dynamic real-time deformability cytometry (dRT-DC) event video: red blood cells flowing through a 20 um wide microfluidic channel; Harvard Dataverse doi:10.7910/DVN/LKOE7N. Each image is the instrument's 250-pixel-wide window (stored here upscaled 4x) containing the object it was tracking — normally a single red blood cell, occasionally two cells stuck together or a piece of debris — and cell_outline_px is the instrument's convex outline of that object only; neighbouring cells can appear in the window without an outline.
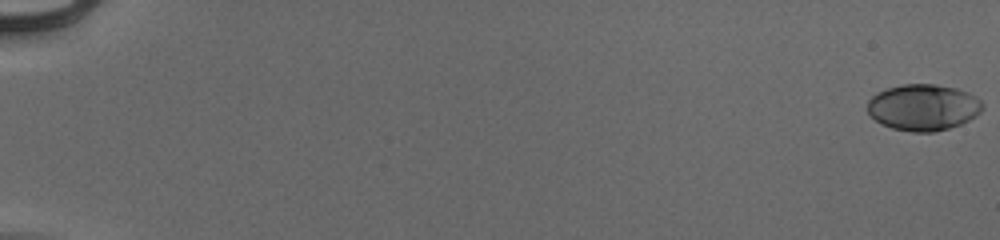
{"species": "human", "species_latin": "Homo sapiens", "temperature_condition": "cold", "stored_images_in_passage": 56, "camera_frame_rate_fps": 3000, "um_per_image_px": 0.085, "donor": {"sex": "male"}, "frame": {"image": 1, "passage_image": 1, "time_ms": 0.0, "image_size_px": [1000, 240], "cell_outline_px": [[984, 108], [976, 116], [960, 124], [936, 132], [912, 132], [892, 128], [876, 120], [868, 112], [868, 100], [876, 92], [888, 88], [904, 84], [932, 84], [956, 88], [968, 92], [980, 100], [984, 104]], "centroid_in_image_um": [78.49, 9.12], "position_along_channel_um": 6.5, "area_um2": 30.98}}
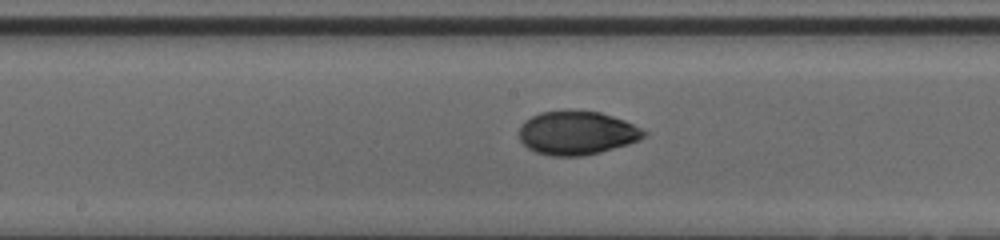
{"frame": {"image": 2, "passage_image": 32, "time_ms": 10.333, "image_size_px": [1000, 240], "cell_outline_px": [[648, 136], [640, 140], [628, 144], [600, 152], [580, 156], [552, 156], [536, 152], [528, 148], [520, 140], [520, 124], [524, 120], [540, 112], [568, 108], [600, 112], [624, 120], [648, 132]], "centroid_in_image_um": [49.03, 11.27], "position_along_channel_um": 199.2, "area_um2": 32.25}}
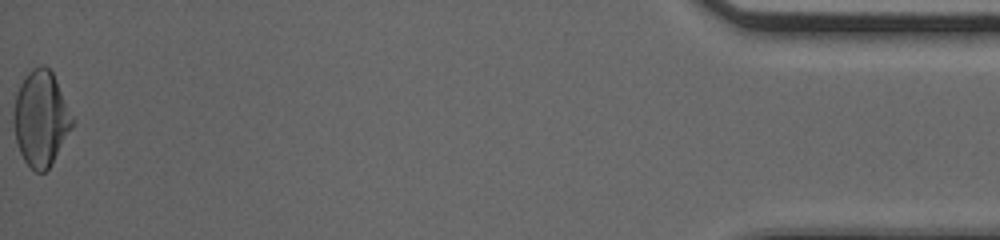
{"frame": {"image": 3, "passage_image": 56, "time_ms": 18.333, "image_size_px": [1000, 240], "cell_outline_px": [[72, 128], [48, 168], [44, 172], [36, 172], [24, 160], [20, 152], [16, 140], [12, 120], [12, 116], [16, 96], [20, 84], [28, 72], [32, 68], [40, 64], [44, 64], [52, 72], [56, 80], [72, 116]], "centroid_in_image_um": [3.44, 10.05], "position_along_channel_um": 431.8, "area_um2": 32.08}, "authors_computed_cell_mechanics": {"area_um2": 31.0675, "velocity_mm_per_s": 3.9601, "shape_relaxation_time_tau1_ms": 4.5456, "shape_relaxation_time_tau2_ms": 1.3445, "deformation_change_tau1": 0.1728, "deformation_change_tau2": 0.042}}